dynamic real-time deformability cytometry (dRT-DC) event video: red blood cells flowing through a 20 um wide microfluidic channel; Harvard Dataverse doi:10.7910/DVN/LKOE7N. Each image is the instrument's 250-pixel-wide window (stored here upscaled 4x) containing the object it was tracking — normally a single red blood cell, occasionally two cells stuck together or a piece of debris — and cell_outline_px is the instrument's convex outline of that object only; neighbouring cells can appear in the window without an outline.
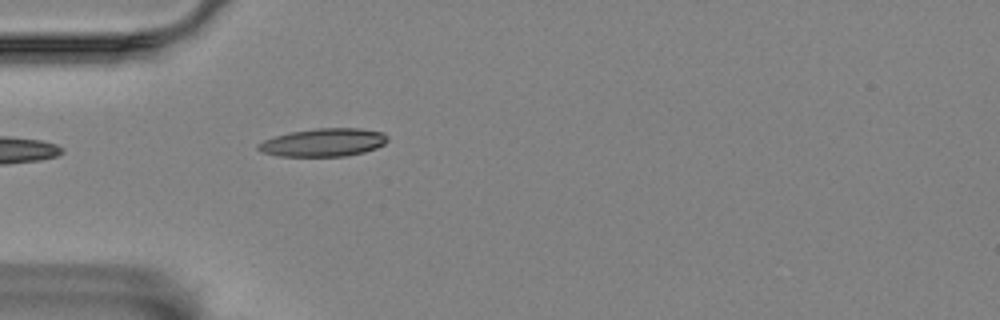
{"species": "Egyptian fruit bat (a non-hibernating species)", "species_latin": "Rousettus aegyptiacus", "temperature_condition": "room temperature", "stored_images_in_passage": 1, "camera_frame_rate_fps": 3000, "um_per_image_px": 0.085, "animal": {"sex": "female"}, "frame": {"image": 1, "passage_image": 1, "time_ms": 0.0, "image_size_px": [1000, 320], "cell_outline_px": [[388, 140], [384, 144], [376, 148], [364, 152], [348, 156], [276, 156], [260, 152], [256, 148], [256, 144], [264, 140], [288, 132], [316, 128], [360, 128], [384, 132], [388, 136]], "centroid_in_image_um": [27.48, 12.11], "position_along_channel_um": 57.5, "area_um2": 21.44}}